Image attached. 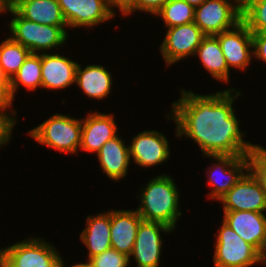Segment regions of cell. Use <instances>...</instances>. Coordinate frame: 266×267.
<instances>
[{"instance_id":"cell-1","label":"cell","mask_w":266,"mask_h":267,"mask_svg":"<svg viewBox=\"0 0 266 267\" xmlns=\"http://www.w3.org/2000/svg\"><path fill=\"white\" fill-rule=\"evenodd\" d=\"M234 88L212 95H198L181 89V98L173 102L172 116L176 136H187L208 155H249L257 144L243 141L233 100L240 96ZM232 93H235V95Z\"/></svg>"},{"instance_id":"cell-2","label":"cell","mask_w":266,"mask_h":267,"mask_svg":"<svg viewBox=\"0 0 266 267\" xmlns=\"http://www.w3.org/2000/svg\"><path fill=\"white\" fill-rule=\"evenodd\" d=\"M139 198L140 206L136 210L144 221L161 222L173 230L181 216L179 211V191L173 178L169 175H158L151 179Z\"/></svg>"},{"instance_id":"cell-3","label":"cell","mask_w":266,"mask_h":267,"mask_svg":"<svg viewBox=\"0 0 266 267\" xmlns=\"http://www.w3.org/2000/svg\"><path fill=\"white\" fill-rule=\"evenodd\" d=\"M10 14L14 15L9 27L13 34L11 38L28 48L31 53L51 50L64 44L67 40V26H52L38 24L23 18L13 7Z\"/></svg>"},{"instance_id":"cell-4","label":"cell","mask_w":266,"mask_h":267,"mask_svg":"<svg viewBox=\"0 0 266 267\" xmlns=\"http://www.w3.org/2000/svg\"><path fill=\"white\" fill-rule=\"evenodd\" d=\"M82 119L55 114L28 132L38 143L60 152L77 153L81 144Z\"/></svg>"},{"instance_id":"cell-5","label":"cell","mask_w":266,"mask_h":267,"mask_svg":"<svg viewBox=\"0 0 266 267\" xmlns=\"http://www.w3.org/2000/svg\"><path fill=\"white\" fill-rule=\"evenodd\" d=\"M0 267H63V260L48 242L29 238L0 249Z\"/></svg>"},{"instance_id":"cell-6","label":"cell","mask_w":266,"mask_h":267,"mask_svg":"<svg viewBox=\"0 0 266 267\" xmlns=\"http://www.w3.org/2000/svg\"><path fill=\"white\" fill-rule=\"evenodd\" d=\"M242 21V0H206L195 8L194 23L206 36H215Z\"/></svg>"},{"instance_id":"cell-7","label":"cell","mask_w":266,"mask_h":267,"mask_svg":"<svg viewBox=\"0 0 266 267\" xmlns=\"http://www.w3.org/2000/svg\"><path fill=\"white\" fill-rule=\"evenodd\" d=\"M215 243L214 267H251L258 263V250L222 221Z\"/></svg>"},{"instance_id":"cell-8","label":"cell","mask_w":266,"mask_h":267,"mask_svg":"<svg viewBox=\"0 0 266 267\" xmlns=\"http://www.w3.org/2000/svg\"><path fill=\"white\" fill-rule=\"evenodd\" d=\"M219 201L224 211H266V194L249 170Z\"/></svg>"},{"instance_id":"cell-9","label":"cell","mask_w":266,"mask_h":267,"mask_svg":"<svg viewBox=\"0 0 266 267\" xmlns=\"http://www.w3.org/2000/svg\"><path fill=\"white\" fill-rule=\"evenodd\" d=\"M62 15L70 28L93 27L112 19L114 9L106 0H57Z\"/></svg>"},{"instance_id":"cell-10","label":"cell","mask_w":266,"mask_h":267,"mask_svg":"<svg viewBox=\"0 0 266 267\" xmlns=\"http://www.w3.org/2000/svg\"><path fill=\"white\" fill-rule=\"evenodd\" d=\"M206 35L194 22L168 28L160 46L167 65L195 55L198 46Z\"/></svg>"},{"instance_id":"cell-11","label":"cell","mask_w":266,"mask_h":267,"mask_svg":"<svg viewBox=\"0 0 266 267\" xmlns=\"http://www.w3.org/2000/svg\"><path fill=\"white\" fill-rule=\"evenodd\" d=\"M171 232L172 228L161 222L142 221L139 225L132 253L137 267H158L162 249L160 232Z\"/></svg>"},{"instance_id":"cell-12","label":"cell","mask_w":266,"mask_h":267,"mask_svg":"<svg viewBox=\"0 0 266 267\" xmlns=\"http://www.w3.org/2000/svg\"><path fill=\"white\" fill-rule=\"evenodd\" d=\"M220 43L228 68L245 70L253 54L252 33L241 21L233 28L215 35Z\"/></svg>"},{"instance_id":"cell-13","label":"cell","mask_w":266,"mask_h":267,"mask_svg":"<svg viewBox=\"0 0 266 267\" xmlns=\"http://www.w3.org/2000/svg\"><path fill=\"white\" fill-rule=\"evenodd\" d=\"M169 143L166 137L155 130L135 135L129 145V156L141 167H151L169 158Z\"/></svg>"},{"instance_id":"cell-14","label":"cell","mask_w":266,"mask_h":267,"mask_svg":"<svg viewBox=\"0 0 266 267\" xmlns=\"http://www.w3.org/2000/svg\"><path fill=\"white\" fill-rule=\"evenodd\" d=\"M208 157L214 158L218 161V163L215 164L216 166L213 165L210 167L211 170L209 169L207 172L210 173L208 175V181L209 185L212 187V191L209 196L211 199L219 200L246 173L244 170H249V155L240 157L234 155H208ZM217 173L222 176L224 175L228 179L222 183L219 182L220 180L218 181L217 179L218 175L216 176Z\"/></svg>"},{"instance_id":"cell-15","label":"cell","mask_w":266,"mask_h":267,"mask_svg":"<svg viewBox=\"0 0 266 267\" xmlns=\"http://www.w3.org/2000/svg\"><path fill=\"white\" fill-rule=\"evenodd\" d=\"M113 114L94 112L82 119L80 149L97 153L103 144L117 136Z\"/></svg>"},{"instance_id":"cell-16","label":"cell","mask_w":266,"mask_h":267,"mask_svg":"<svg viewBox=\"0 0 266 267\" xmlns=\"http://www.w3.org/2000/svg\"><path fill=\"white\" fill-rule=\"evenodd\" d=\"M142 221L136 210L110 211L111 247L130 257Z\"/></svg>"},{"instance_id":"cell-17","label":"cell","mask_w":266,"mask_h":267,"mask_svg":"<svg viewBox=\"0 0 266 267\" xmlns=\"http://www.w3.org/2000/svg\"><path fill=\"white\" fill-rule=\"evenodd\" d=\"M223 221L245 242L260 250L266 237V216L263 212L224 211Z\"/></svg>"},{"instance_id":"cell-18","label":"cell","mask_w":266,"mask_h":267,"mask_svg":"<svg viewBox=\"0 0 266 267\" xmlns=\"http://www.w3.org/2000/svg\"><path fill=\"white\" fill-rule=\"evenodd\" d=\"M78 63L56 54L41 53V87L63 89L75 83Z\"/></svg>"},{"instance_id":"cell-19","label":"cell","mask_w":266,"mask_h":267,"mask_svg":"<svg viewBox=\"0 0 266 267\" xmlns=\"http://www.w3.org/2000/svg\"><path fill=\"white\" fill-rule=\"evenodd\" d=\"M12 7L29 21L43 25L67 26L57 0H13Z\"/></svg>"},{"instance_id":"cell-20","label":"cell","mask_w":266,"mask_h":267,"mask_svg":"<svg viewBox=\"0 0 266 267\" xmlns=\"http://www.w3.org/2000/svg\"><path fill=\"white\" fill-rule=\"evenodd\" d=\"M100 166L112 180H121L130 164L129 146H126L119 135L105 142L97 152Z\"/></svg>"},{"instance_id":"cell-21","label":"cell","mask_w":266,"mask_h":267,"mask_svg":"<svg viewBox=\"0 0 266 267\" xmlns=\"http://www.w3.org/2000/svg\"><path fill=\"white\" fill-rule=\"evenodd\" d=\"M86 228L80 234V239L88 248V259L100 254L111 247L110 211L87 216Z\"/></svg>"},{"instance_id":"cell-22","label":"cell","mask_w":266,"mask_h":267,"mask_svg":"<svg viewBox=\"0 0 266 267\" xmlns=\"http://www.w3.org/2000/svg\"><path fill=\"white\" fill-rule=\"evenodd\" d=\"M111 73L101 65H87L81 69L78 64L75 83L90 98L103 99L109 95L112 85Z\"/></svg>"},{"instance_id":"cell-23","label":"cell","mask_w":266,"mask_h":267,"mask_svg":"<svg viewBox=\"0 0 266 267\" xmlns=\"http://www.w3.org/2000/svg\"><path fill=\"white\" fill-rule=\"evenodd\" d=\"M197 54L204 68L214 78L228 83L229 68L216 36H205L196 50Z\"/></svg>"},{"instance_id":"cell-24","label":"cell","mask_w":266,"mask_h":267,"mask_svg":"<svg viewBox=\"0 0 266 267\" xmlns=\"http://www.w3.org/2000/svg\"><path fill=\"white\" fill-rule=\"evenodd\" d=\"M41 54L30 53L23 65L11 79V103L14 100L15 92L19 85L28 90H35L41 87Z\"/></svg>"},{"instance_id":"cell-25","label":"cell","mask_w":266,"mask_h":267,"mask_svg":"<svg viewBox=\"0 0 266 267\" xmlns=\"http://www.w3.org/2000/svg\"><path fill=\"white\" fill-rule=\"evenodd\" d=\"M31 52L11 37L0 44V64L6 74L13 78Z\"/></svg>"},{"instance_id":"cell-26","label":"cell","mask_w":266,"mask_h":267,"mask_svg":"<svg viewBox=\"0 0 266 267\" xmlns=\"http://www.w3.org/2000/svg\"><path fill=\"white\" fill-rule=\"evenodd\" d=\"M167 28L194 22L195 8L184 0H169L155 14Z\"/></svg>"},{"instance_id":"cell-27","label":"cell","mask_w":266,"mask_h":267,"mask_svg":"<svg viewBox=\"0 0 266 267\" xmlns=\"http://www.w3.org/2000/svg\"><path fill=\"white\" fill-rule=\"evenodd\" d=\"M242 21L251 33L266 31V0H242Z\"/></svg>"},{"instance_id":"cell-28","label":"cell","mask_w":266,"mask_h":267,"mask_svg":"<svg viewBox=\"0 0 266 267\" xmlns=\"http://www.w3.org/2000/svg\"><path fill=\"white\" fill-rule=\"evenodd\" d=\"M88 261L93 267H127L130 264V257L110 248L93 256Z\"/></svg>"},{"instance_id":"cell-29","label":"cell","mask_w":266,"mask_h":267,"mask_svg":"<svg viewBox=\"0 0 266 267\" xmlns=\"http://www.w3.org/2000/svg\"><path fill=\"white\" fill-rule=\"evenodd\" d=\"M249 171L258 180L266 194V155L257 146L249 154Z\"/></svg>"},{"instance_id":"cell-30","label":"cell","mask_w":266,"mask_h":267,"mask_svg":"<svg viewBox=\"0 0 266 267\" xmlns=\"http://www.w3.org/2000/svg\"><path fill=\"white\" fill-rule=\"evenodd\" d=\"M11 105L12 103L0 102V146L9 142L12 137L11 132L17 121L13 116V114L16 115L15 110L11 113L12 115H9L6 111Z\"/></svg>"},{"instance_id":"cell-31","label":"cell","mask_w":266,"mask_h":267,"mask_svg":"<svg viewBox=\"0 0 266 267\" xmlns=\"http://www.w3.org/2000/svg\"><path fill=\"white\" fill-rule=\"evenodd\" d=\"M169 0H134L133 5L123 14L127 16L136 11H146L147 13L156 14L159 9Z\"/></svg>"},{"instance_id":"cell-32","label":"cell","mask_w":266,"mask_h":267,"mask_svg":"<svg viewBox=\"0 0 266 267\" xmlns=\"http://www.w3.org/2000/svg\"><path fill=\"white\" fill-rule=\"evenodd\" d=\"M253 54L257 59L266 62V31L252 33Z\"/></svg>"},{"instance_id":"cell-33","label":"cell","mask_w":266,"mask_h":267,"mask_svg":"<svg viewBox=\"0 0 266 267\" xmlns=\"http://www.w3.org/2000/svg\"><path fill=\"white\" fill-rule=\"evenodd\" d=\"M0 102L11 103V79L0 64Z\"/></svg>"},{"instance_id":"cell-34","label":"cell","mask_w":266,"mask_h":267,"mask_svg":"<svg viewBox=\"0 0 266 267\" xmlns=\"http://www.w3.org/2000/svg\"><path fill=\"white\" fill-rule=\"evenodd\" d=\"M108 5L112 7H117L124 14L132 5L134 0H106Z\"/></svg>"},{"instance_id":"cell-35","label":"cell","mask_w":266,"mask_h":267,"mask_svg":"<svg viewBox=\"0 0 266 267\" xmlns=\"http://www.w3.org/2000/svg\"><path fill=\"white\" fill-rule=\"evenodd\" d=\"M265 263L266 265V237L265 240L260 248V250L258 251V263Z\"/></svg>"},{"instance_id":"cell-36","label":"cell","mask_w":266,"mask_h":267,"mask_svg":"<svg viewBox=\"0 0 266 267\" xmlns=\"http://www.w3.org/2000/svg\"><path fill=\"white\" fill-rule=\"evenodd\" d=\"M12 1L13 0H0V13L3 11H10L12 8Z\"/></svg>"},{"instance_id":"cell-37","label":"cell","mask_w":266,"mask_h":267,"mask_svg":"<svg viewBox=\"0 0 266 267\" xmlns=\"http://www.w3.org/2000/svg\"><path fill=\"white\" fill-rule=\"evenodd\" d=\"M184 1H186L188 4L196 8L199 5H201L203 2H205L206 0H184Z\"/></svg>"},{"instance_id":"cell-38","label":"cell","mask_w":266,"mask_h":267,"mask_svg":"<svg viewBox=\"0 0 266 267\" xmlns=\"http://www.w3.org/2000/svg\"><path fill=\"white\" fill-rule=\"evenodd\" d=\"M63 267L64 266V261H63ZM69 267H93L89 261H87V263H79V264H76V265H72V266H69Z\"/></svg>"},{"instance_id":"cell-39","label":"cell","mask_w":266,"mask_h":267,"mask_svg":"<svg viewBox=\"0 0 266 267\" xmlns=\"http://www.w3.org/2000/svg\"><path fill=\"white\" fill-rule=\"evenodd\" d=\"M257 147L266 155V148H263L262 146L257 145Z\"/></svg>"}]
</instances>
